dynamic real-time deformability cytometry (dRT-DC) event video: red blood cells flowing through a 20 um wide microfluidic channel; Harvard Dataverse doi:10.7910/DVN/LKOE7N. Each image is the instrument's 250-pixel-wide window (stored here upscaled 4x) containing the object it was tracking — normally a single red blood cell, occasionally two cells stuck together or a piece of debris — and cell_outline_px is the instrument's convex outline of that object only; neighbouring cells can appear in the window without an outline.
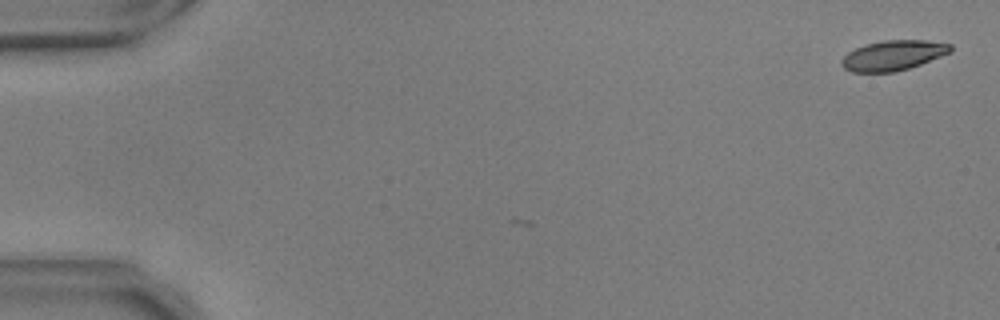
{"species": "common noctule bat (a hibernating species)", "species_latin": "Nyctalus noctula", "temperature_condition": "warm", "stored_images_in_passage": 5, "camera_frame_rate_fps": 3000, "um_per_image_px": 0.085, "animal": {"sex": "male", "body_mass_g": 17.9, "forearm_length_mm": 54.2}, "frame": {"image": 1, "passage_image": 5, "time_ms": 1.333, "image_size_px": [1000, 320], "cell_outline_px": [[952, 52], [920, 64], [896, 72], [852, 72], [844, 68], [840, 64], [840, 60], [848, 52], [856, 48], [868, 44], [884, 40], [924, 40], [952, 44]], "centroid_in_image_um": [75.92, 4.71], "position_along_channel_um": 9.1, "area_um2": 19.02}}